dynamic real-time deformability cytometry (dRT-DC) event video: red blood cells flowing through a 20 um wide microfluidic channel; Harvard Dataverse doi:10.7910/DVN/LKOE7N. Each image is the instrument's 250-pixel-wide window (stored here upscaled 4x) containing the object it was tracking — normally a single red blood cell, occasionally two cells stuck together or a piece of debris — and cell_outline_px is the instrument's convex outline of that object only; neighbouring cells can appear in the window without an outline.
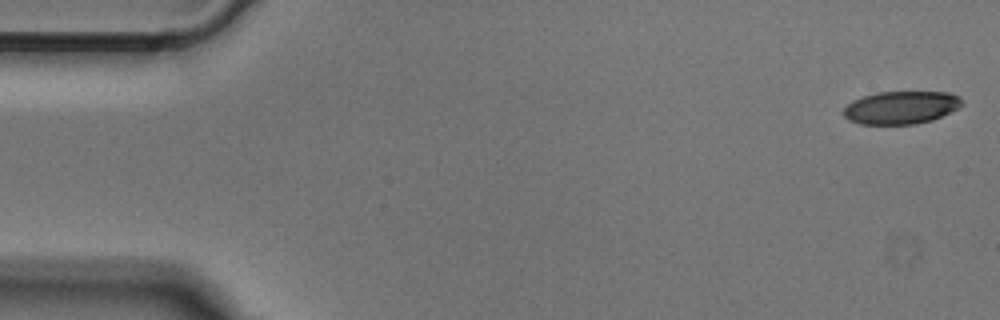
{"species": "Egyptian fruit bat (a non-hibernating species)", "species_latin": "Rousettus aegyptiacus", "temperature_condition": "cold", "stored_images_in_passage": 12, "camera_frame_rate_fps": 3000, "um_per_image_px": 0.085, "animal": {"sex": "male"}, "frame": {"image": 1, "passage_image": 1, "time_ms": 0.0, "image_size_px": [1000, 320], "cell_outline_px": [[964, 104], [960, 108], [932, 120], [916, 124], [860, 124], [848, 120], [844, 116], [844, 108], [852, 100], [864, 96], [880, 92], [948, 92], [960, 96]], "centroid_in_image_um": [76.62, 9.14], "position_along_channel_um": 8.4, "area_um2": 22.77}}